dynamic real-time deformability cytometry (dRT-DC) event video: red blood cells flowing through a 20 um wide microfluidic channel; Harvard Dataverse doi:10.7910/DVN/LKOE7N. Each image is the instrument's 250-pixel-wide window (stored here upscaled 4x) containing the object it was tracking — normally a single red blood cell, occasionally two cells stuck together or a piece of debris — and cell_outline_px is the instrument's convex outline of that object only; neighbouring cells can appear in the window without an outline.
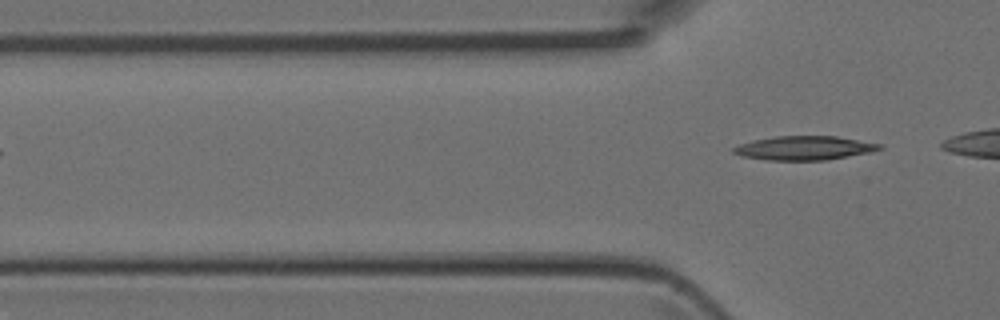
{"species": "Egyptian fruit bat (a non-hibernating species)", "species_latin": "Rousettus aegyptiacus", "temperature_condition": "room temperature", "stored_images_in_passage": 3, "segment_of_instrument_passage": [2, 2], "camera_frame_rate_fps": 3000, "um_per_image_px": 0.085, "animal": {"sex": "female"}, "frame": {"image": 1, "passage_image": 3, "time_ms": 0.667, "image_size_px": [1000, 320], "cell_outline_px": [[884, 148], [872, 152], [828, 160], [768, 160], [740, 156], [732, 152], [732, 148], [740, 144], [752, 140], [776, 136], [836, 136], [884, 144]], "centroid_in_image_um": [68.4, 12.58], "position_along_channel_um": 57.4, "area_um2": 20.63}}